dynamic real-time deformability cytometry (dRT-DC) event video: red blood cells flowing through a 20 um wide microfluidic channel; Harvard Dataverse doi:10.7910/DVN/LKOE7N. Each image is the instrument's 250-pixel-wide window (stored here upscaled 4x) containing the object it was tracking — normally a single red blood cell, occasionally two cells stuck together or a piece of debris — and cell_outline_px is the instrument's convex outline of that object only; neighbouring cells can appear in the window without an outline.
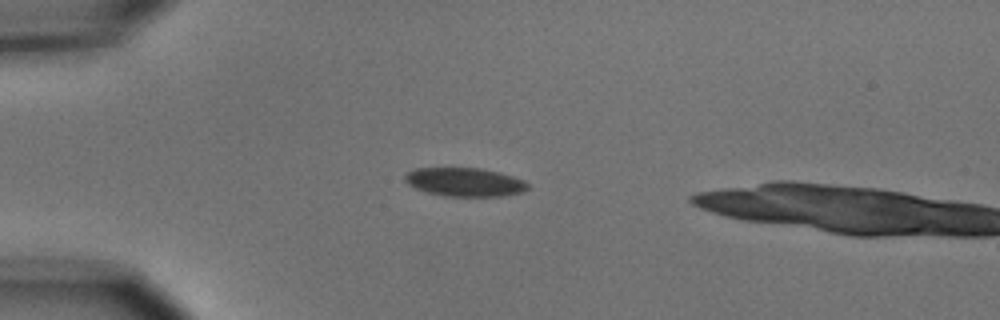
{"species": "common noctule bat (a hibernating species)", "species_latin": "Nyctalus noctula", "temperature_condition": "cold", "stored_images_in_passage": 5, "camera_frame_rate_fps": 3000, "um_per_image_px": 0.085, "animal": {"sex": "male", "body_mass_g": 15.6}, "frame": {"image": 1, "passage_image": 4, "time_ms": 3.667, "image_size_px": [1000, 320], "cell_outline_px": [[528, 188], [524, 192], [504, 196], [444, 196], [428, 192], [416, 188], [408, 184], [404, 180], [404, 176], [408, 172], [416, 168], [480, 168], [500, 172], [524, 180], [528, 184]], "centroid_in_image_um": [39.52, 15.47], "position_along_channel_um": 45.5, "area_um2": 20.52}}